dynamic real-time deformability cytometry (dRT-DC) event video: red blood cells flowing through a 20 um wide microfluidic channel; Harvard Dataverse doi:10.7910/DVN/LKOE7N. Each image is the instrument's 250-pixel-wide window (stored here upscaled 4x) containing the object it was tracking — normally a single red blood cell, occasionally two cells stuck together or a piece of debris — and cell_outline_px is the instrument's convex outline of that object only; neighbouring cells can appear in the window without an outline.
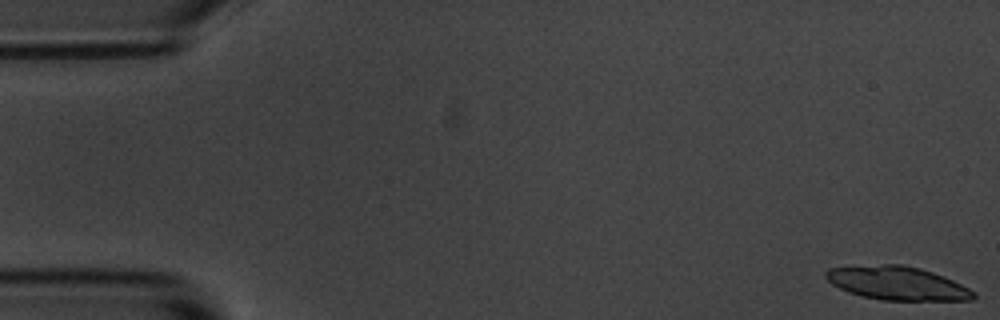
{"species": "common noctule bat (a hibernating species)", "species_latin": "Nyctalus noctula", "temperature_condition": "room temperature", "stored_images_in_passage": 11, "camera_frame_rate_fps": 3000, "um_per_image_px": 0.085, "animal": {"sex": "male", "body_mass_g": 20.1, "forearm_length_mm": 53.5}, "frame": {"image": 1, "passage_image": 1, "time_ms": 0.0, "image_size_px": [1000, 320], "cell_outline_px": [[976, 296], [972, 300], [884, 300], [864, 296], [848, 292], [832, 284], [824, 276], [824, 272], [828, 268], [884, 264], [900, 264], [920, 268], [944, 276], [976, 292]], "centroid_in_image_um": [76.27, 24.07], "position_along_channel_um": 8.7, "area_um2": 28.67}}